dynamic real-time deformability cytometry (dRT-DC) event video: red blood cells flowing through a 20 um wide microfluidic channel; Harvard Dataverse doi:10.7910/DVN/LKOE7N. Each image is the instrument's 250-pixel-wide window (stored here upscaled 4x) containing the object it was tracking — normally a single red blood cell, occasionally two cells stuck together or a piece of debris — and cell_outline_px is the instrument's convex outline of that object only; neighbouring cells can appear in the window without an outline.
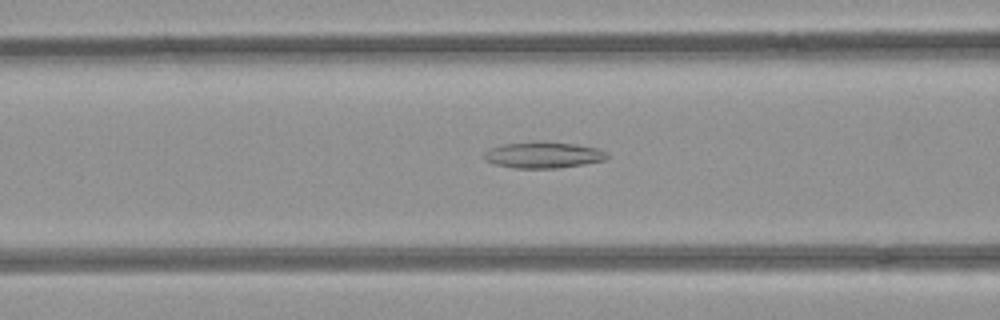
{"species": "common noctule bat (a hibernating species)", "species_latin": "Nyctalus noctula", "temperature_condition": "room temperature", "stored_images_in_passage": 40, "camera_frame_rate_fps": 3000, "um_per_image_px": 0.085, "animal": {"sex": "female", "body_mass_g": 21.9}, "frame": {"image": 1, "passage_image": 9, "time_ms": 2.667, "image_size_px": [1000, 320], "cell_outline_px": [[608, 156], [604, 160], [584, 164], [556, 168], [516, 168], [496, 164], [484, 160], [484, 152], [492, 148], [504, 144], [532, 140], [536, 140], [576, 144], [596, 148], [608, 152]], "centroid_in_image_um": [46.18, 13.15], "position_along_channel_um": 120.4, "area_um2": 18.9}}
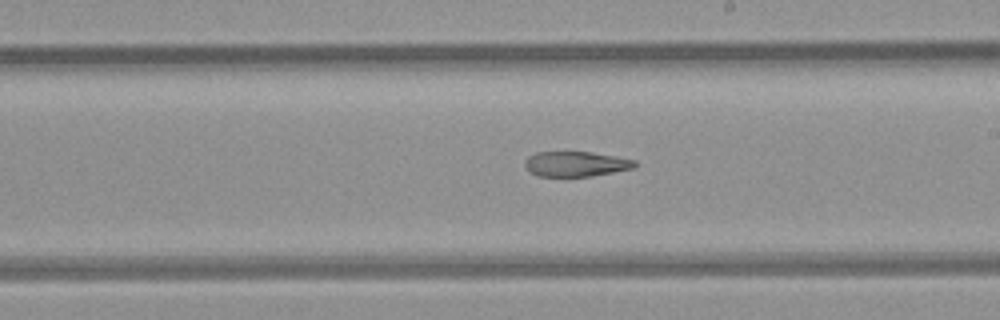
{"frame": {"image": 2, "passage_image": 18, "time_ms": 5.667, "image_size_px": [1000, 320], "cell_outline_px": [[636, 168], [592, 176], [536, 176], [524, 164], [528, 156], [536, 152], [588, 152], [636, 160]], "centroid_in_image_um": [48.96, 13.94], "position_along_channel_um": 240.0, "area_um2": 15.9}}
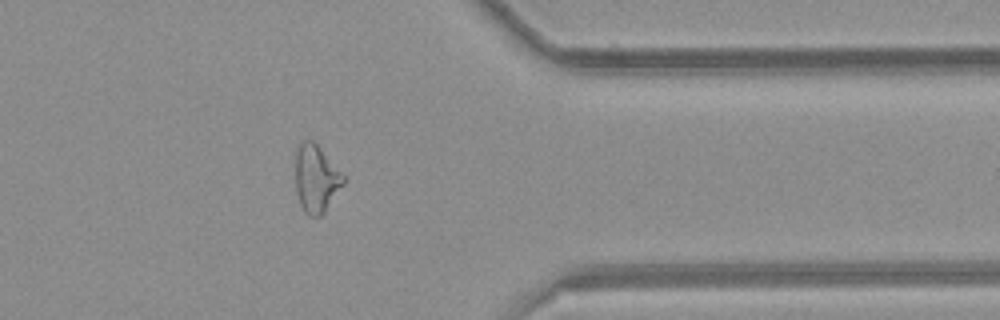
{"frame": {"image": 3, "passage_image": 30, "time_ms": 9.667, "image_size_px": [1000, 320], "cell_outline_px": [[344, 184], [324, 212], [320, 216], [308, 216], [304, 212], [300, 204], [296, 188], [296, 152], [300, 144], [304, 140], [312, 140], [320, 148], [344, 176]], "centroid_in_image_um": [26.86, 15.21], "position_along_channel_um": 384.5, "area_um2": 18.5}, "authors_computed_cell_mechanics": {"area_um2": 18.8139, "velocity_mm_per_s": 3.9774, "shape_relaxation_time_tau1_ms": null, "shape_relaxation_time_tau2_ms": 7.1275, "deformation_change_tau1": null, "deformation_change_tau2": 0.1936}}